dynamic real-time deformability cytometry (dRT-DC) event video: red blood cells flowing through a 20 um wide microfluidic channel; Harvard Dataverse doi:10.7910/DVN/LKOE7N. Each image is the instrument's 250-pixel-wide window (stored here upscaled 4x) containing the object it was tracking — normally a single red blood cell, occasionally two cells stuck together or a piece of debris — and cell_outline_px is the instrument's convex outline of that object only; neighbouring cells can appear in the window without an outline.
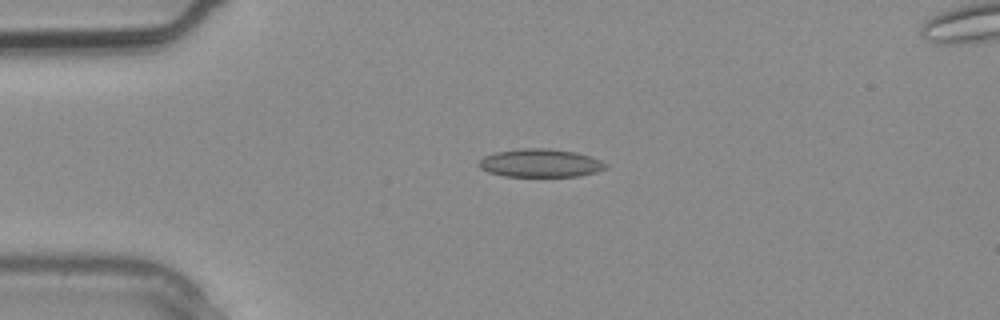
{"species": "common noctule bat (a hibernating species)", "species_latin": "Nyctalus noctula", "temperature_condition": "warm", "stored_images_in_passage": 2, "camera_frame_rate_fps": 3000, "um_per_image_px": 0.085, "animal": {"sex": "male", "body_mass_g": 20.4}, "frame": {"image": 1, "passage_image": 1, "time_ms": 0.0, "image_size_px": [1000, 320], "cell_outline_px": [[608, 168], [596, 172], [580, 176], [504, 176], [488, 172], [480, 168], [476, 164], [484, 156], [496, 152], [520, 148], [548, 148], [576, 152], [600, 160], [608, 164]], "centroid_in_image_um": [45.92, 13.86], "position_along_channel_um": 39.1, "area_um2": 20.92}}